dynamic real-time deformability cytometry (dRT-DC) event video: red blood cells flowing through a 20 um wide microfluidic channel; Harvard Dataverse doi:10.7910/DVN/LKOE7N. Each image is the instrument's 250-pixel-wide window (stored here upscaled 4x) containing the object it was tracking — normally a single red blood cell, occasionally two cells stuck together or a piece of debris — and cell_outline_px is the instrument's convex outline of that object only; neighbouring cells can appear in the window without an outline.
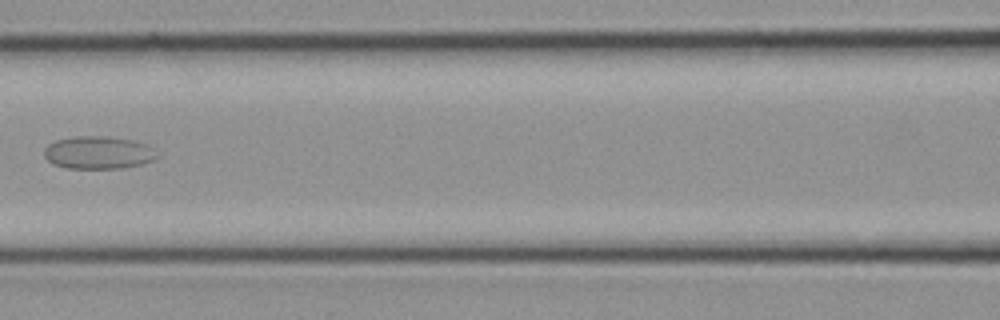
{"species": "common noctule bat (a hibernating species)", "species_latin": "Nyctalus noctula", "temperature_condition": "cold", "stored_images_in_passage": 16, "camera_frame_rate_fps": 3000, "um_per_image_px": 0.085, "animal": {"sex": "female", "body_mass_g": 21.9}, "frame": {"image": 1, "passage_image": 10, "time_ms": 3.0, "image_size_px": [1000, 320], "cell_outline_px": [[160, 156], [152, 160], [140, 164], [124, 168], [64, 168], [52, 164], [44, 156], [44, 148], [48, 144], [56, 140], [76, 136], [108, 136], [132, 140], [148, 144]], "centroid_in_image_um": [8.35, 12.97], "position_along_channel_um": 158.3, "area_um2": 21.68}}
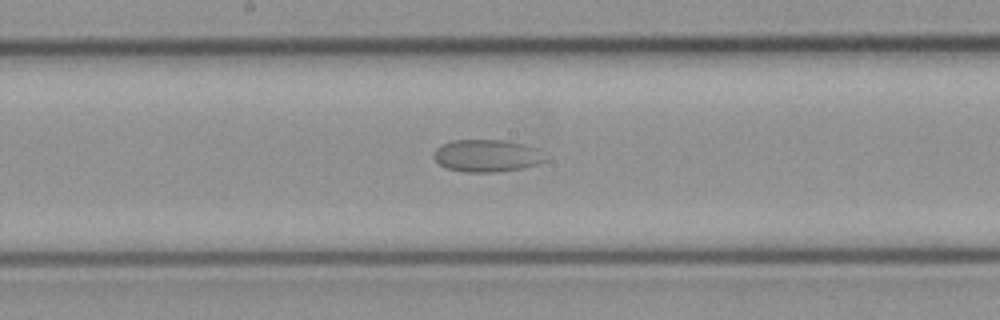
{"frame": {"image": 2, "passage_image": 12, "time_ms": 3.667, "image_size_px": [1000, 320], "cell_outline_px": [[552, 156], [548, 160], [540, 164], [524, 168], [496, 172], [464, 172], [444, 168], [432, 156], [432, 152], [440, 144], [452, 140], [508, 140], [524, 144], [536, 148]], "centroid_in_image_um": [41.44, 13.23], "position_along_channel_um": 206.8, "area_um2": 21.73}}
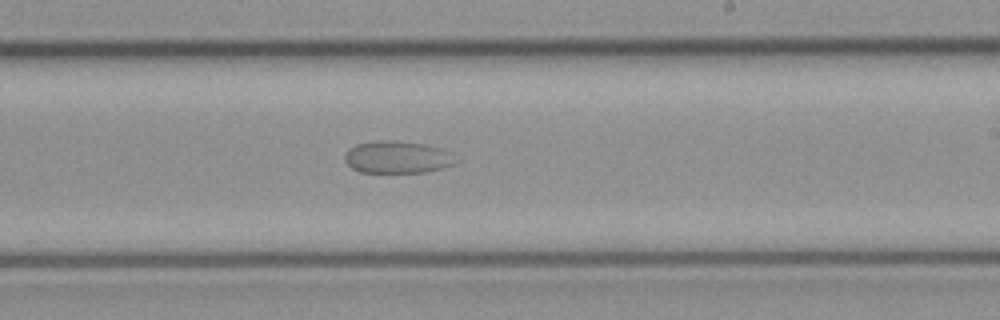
{"frame": {"image": 3, "passage_image": 14, "time_ms": 4.333, "image_size_px": [1000, 320], "cell_outline_px": [[460, 160], [456, 164], [444, 168], [428, 172], [360, 172], [352, 168], [344, 160], [344, 156], [356, 144], [376, 140], [392, 140], [424, 144], [440, 148], [452, 152]], "centroid_in_image_um": [33.86, 13.36], "position_along_channel_um": 255.1, "area_um2": 21.1}}